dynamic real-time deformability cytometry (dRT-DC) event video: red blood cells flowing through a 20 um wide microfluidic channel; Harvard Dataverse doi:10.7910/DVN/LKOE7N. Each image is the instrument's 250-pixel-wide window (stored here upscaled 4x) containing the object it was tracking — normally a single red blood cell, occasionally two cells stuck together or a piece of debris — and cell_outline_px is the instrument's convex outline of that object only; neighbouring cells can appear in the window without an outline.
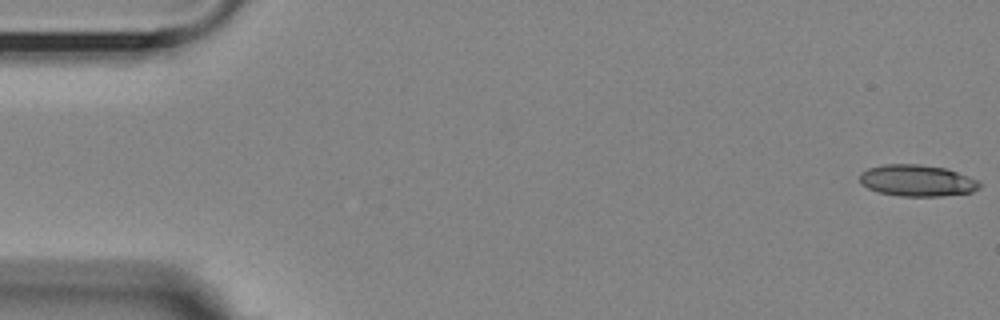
{"species": "Egyptian fruit bat (a non-hibernating species)", "species_latin": "Rousettus aegyptiacus", "temperature_condition": "room temperature", "stored_images_in_passage": 12, "camera_frame_rate_fps": 3000, "um_per_image_px": 0.085, "animal": {"sex": "female"}, "frame": {"image": 1, "passage_image": 1, "time_ms": 0.0, "image_size_px": [1000, 320], "cell_outline_px": [[980, 188], [972, 192], [940, 196], [900, 196], [880, 192], [868, 188], [860, 184], [860, 172], [868, 168], [884, 164], [920, 164], [944, 168], [968, 176], [976, 180], [980, 184]], "centroid_in_image_um": [77.92, 15.34], "position_along_channel_um": 7.1, "area_um2": 21.91}}
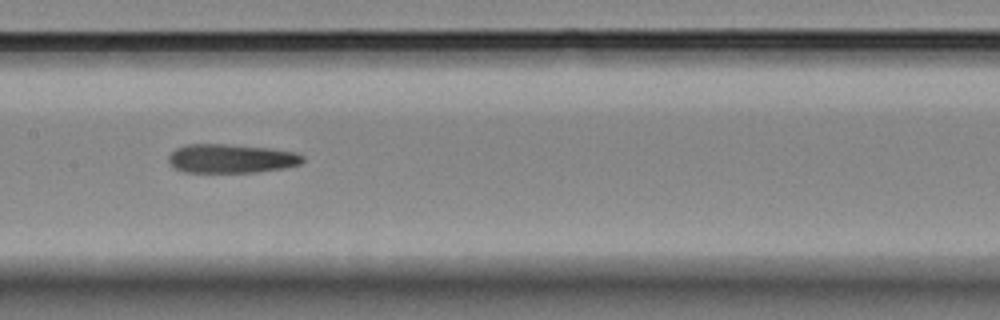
{"frame": {"image": 2, "passage_image": 7, "time_ms": 8.667, "image_size_px": [1000, 320], "cell_outline_px": [[304, 160], [300, 164], [284, 168], [256, 172], [184, 172], [176, 168], [168, 160], [168, 156], [176, 148], [184, 144], [224, 144], [268, 148], [296, 152], [304, 156]], "centroid_in_image_um": [19.66, 13.47], "position_along_channel_um": 187.7, "area_um2": 22.54}}
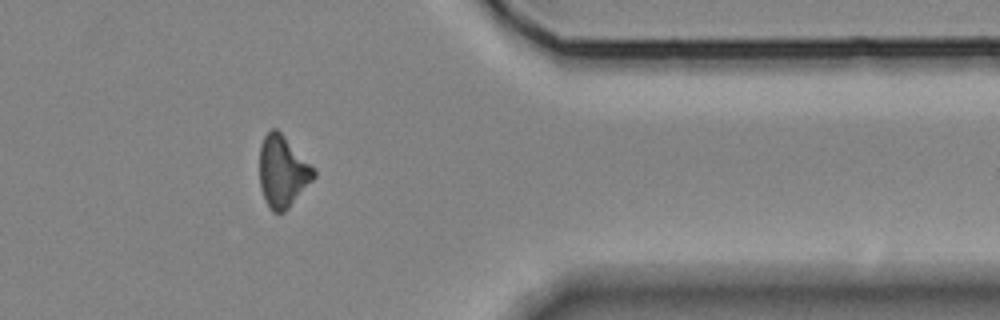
{"frame": {"image": 3, "passage_image": 12, "time_ms": 14.667, "image_size_px": [1000, 320], "cell_outline_px": [[316, 176], [288, 208], [284, 212], [272, 212], [268, 208], [260, 188], [260, 144], [264, 136], [272, 128], [276, 128], [284, 136], [316, 172]], "centroid_in_image_um": [23.99, 14.6], "position_along_channel_um": 387.4, "area_um2": 22.2}, "authors_computed_cell_mechanics": {"area_um2": 23.3223, "velocity_mm_per_s": 3.6213, "shape_relaxation_time_tau1_ms": null, "shape_relaxation_time_tau2_ms": 3.6293, "deformation_change_tau1": null, "deformation_change_tau2": 0.1232}}